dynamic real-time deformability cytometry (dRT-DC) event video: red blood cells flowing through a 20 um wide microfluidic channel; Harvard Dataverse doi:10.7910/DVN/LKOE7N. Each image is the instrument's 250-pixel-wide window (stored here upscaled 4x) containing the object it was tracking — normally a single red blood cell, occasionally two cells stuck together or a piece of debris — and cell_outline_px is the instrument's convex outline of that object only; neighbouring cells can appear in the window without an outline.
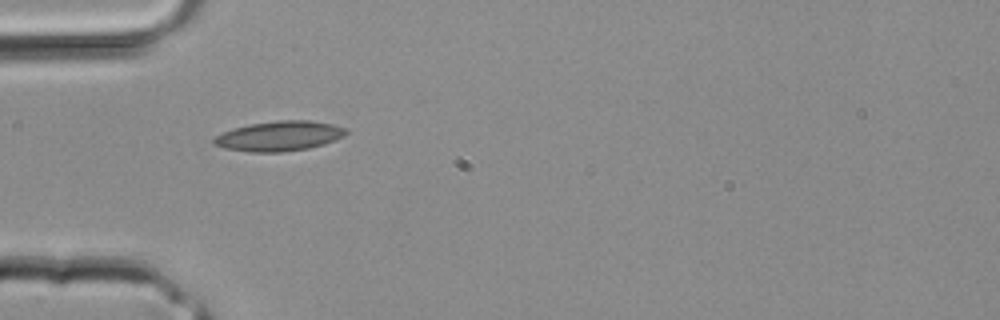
{"species": "common noctule bat (a hibernating species)", "species_latin": "Nyctalus noctula", "temperature_condition": "room temperature", "stored_images_in_passage": 1, "camera_frame_rate_fps": 3000, "um_per_image_px": 0.085, "animal": {"sex": "male", "body_mass_g": 20.4}, "frame": {"image": 1, "passage_image": 1, "time_ms": 0.0, "image_size_px": [1000, 320], "cell_outline_px": [[348, 132], [344, 136], [324, 144], [308, 148], [280, 152], [252, 152], [224, 148], [212, 144], [212, 140], [216, 136], [224, 132], [248, 124], [276, 120], [308, 120], [332, 124], [348, 128]], "centroid_in_image_um": [23.75, 11.56], "position_along_channel_um": 61.2, "area_um2": 23.0}}